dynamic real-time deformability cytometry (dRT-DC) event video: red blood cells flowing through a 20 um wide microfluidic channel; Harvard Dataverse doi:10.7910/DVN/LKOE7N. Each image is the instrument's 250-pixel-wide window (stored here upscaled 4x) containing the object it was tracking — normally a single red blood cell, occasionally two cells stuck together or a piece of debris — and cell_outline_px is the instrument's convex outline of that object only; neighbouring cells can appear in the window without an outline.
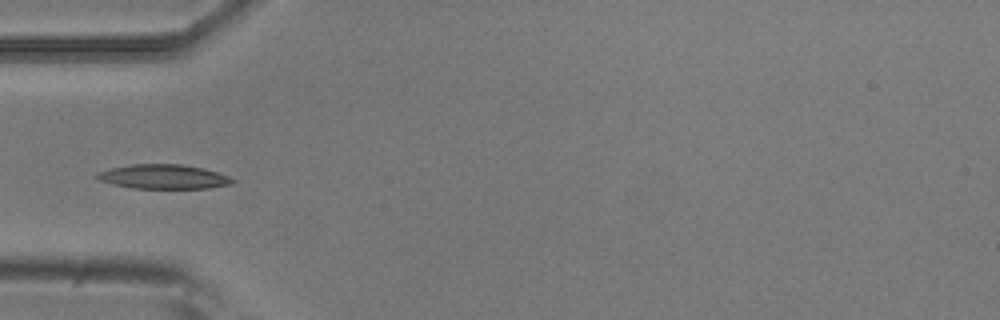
{"species": "common noctule bat (a hibernating species)", "species_latin": "Nyctalus noctula", "temperature_condition": "room temperature", "stored_images_in_passage": 4, "camera_frame_rate_fps": 3000, "um_per_image_px": 0.085, "animal": {"sex": "male", "body_mass_g": 20.5, "forearm_length_mm": 52.5}, "frame": {"image": 1, "passage_image": 3, "time_ms": 0.667, "image_size_px": [1000, 320], "cell_outline_px": [[236, 180], [232, 184], [208, 188], [132, 188], [112, 184], [100, 180], [96, 176], [96, 172], [112, 168], [132, 164], [180, 164], [204, 168], [228, 176]], "centroid_in_image_um": [13.91, 15.02], "position_along_channel_um": 71.1, "area_um2": 19.13}}
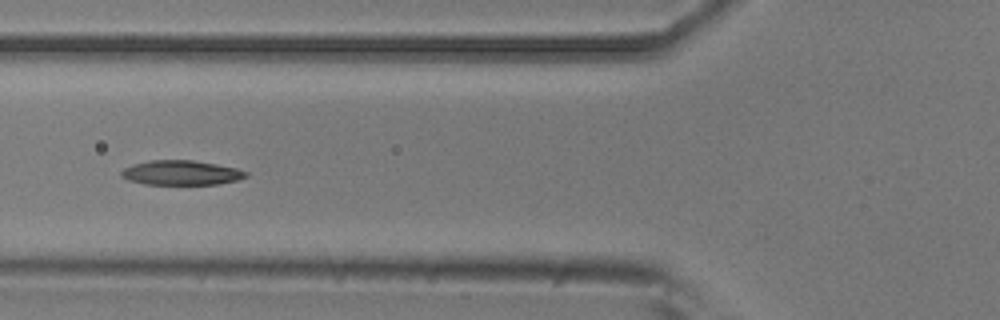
{"frame": {"image": 2, "passage_image": 4, "time_ms": 1.0, "image_size_px": [1000, 320], "cell_outline_px": [[248, 176], [236, 180], [216, 184], [144, 184], [128, 180], [120, 176], [120, 172], [124, 168], [132, 164], [148, 160], [192, 160], [216, 164], [236, 168], [248, 172]], "centroid_in_image_um": [15.36, 14.68], "position_along_channel_um": 110.4, "area_um2": 17.86}}